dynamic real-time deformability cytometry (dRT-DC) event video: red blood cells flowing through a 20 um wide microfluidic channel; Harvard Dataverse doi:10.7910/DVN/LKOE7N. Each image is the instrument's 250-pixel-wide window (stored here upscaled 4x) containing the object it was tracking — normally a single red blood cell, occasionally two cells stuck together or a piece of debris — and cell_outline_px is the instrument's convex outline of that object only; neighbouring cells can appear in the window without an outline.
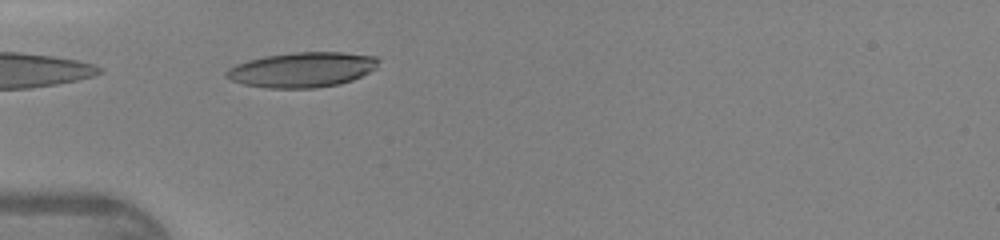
{"species": "human", "species_latin": "Homo sapiens", "temperature_condition": "warm", "stored_images_in_passage": 32, "camera_frame_rate_fps": 3000, "um_per_image_px": 0.085, "donor": {"sex": "female"}, "frame": {"image": 1, "passage_image": 1, "time_ms": 0.0, "image_size_px": [1000, 240], "cell_outline_px": [[380, 60], [376, 68], [352, 80], [340, 84], [316, 88], [264, 88], [244, 84], [232, 80], [224, 76], [224, 72], [228, 68], [236, 64], [248, 60], [264, 56], [292, 52], [344, 52], [376, 56]], "centroid_in_image_um": [25.67, 5.92], "position_along_channel_um": 59.3, "area_um2": 31.27}}
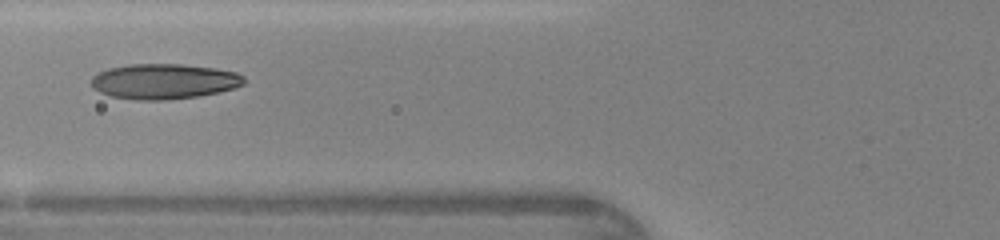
{"frame": {"image": 2, "passage_image": 5, "time_ms": 1.333, "image_size_px": [1000, 240], "cell_outline_px": [[244, 84], [232, 88], [216, 92], [196, 96], [164, 100], [136, 100], [112, 96], [100, 92], [92, 88], [92, 76], [108, 68], [128, 64], [184, 64], [216, 68], [236, 72], [244, 76]], "centroid_in_image_um": [13.92, 6.9], "position_along_channel_um": 111.9, "area_um2": 31.27}, "authors_computed_cell_mechanics": {"area_um2": 30.8074, "velocity_mm_per_s": 4.3814, "shape_relaxation_time_tau1_ms": 4.2673, "shape_relaxation_time_tau2_ms": 0.9587, "deformation_change_tau1": 0.1947, "deformation_change_tau2": 0.0661}}